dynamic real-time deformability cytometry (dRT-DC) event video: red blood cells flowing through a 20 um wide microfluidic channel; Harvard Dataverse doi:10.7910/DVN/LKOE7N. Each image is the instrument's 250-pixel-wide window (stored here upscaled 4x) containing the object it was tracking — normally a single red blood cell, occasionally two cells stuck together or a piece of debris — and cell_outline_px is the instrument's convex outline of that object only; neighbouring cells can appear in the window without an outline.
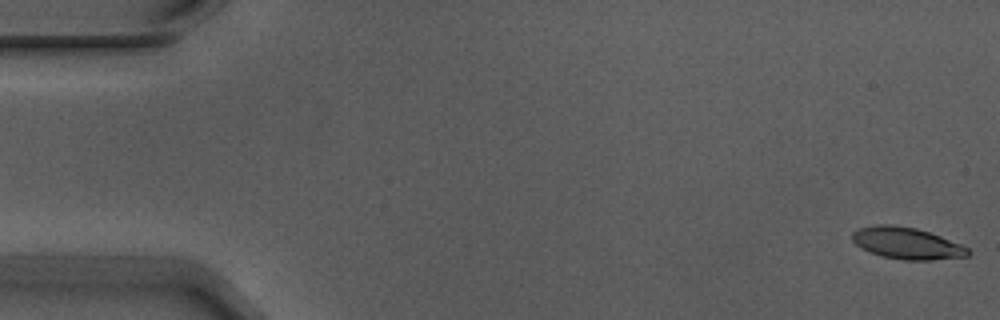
{"species": "Egyptian fruit bat (a non-hibernating species)", "species_latin": "Rousettus aegyptiacus", "temperature_condition": "warm", "stored_images_in_passage": 6, "camera_frame_rate_fps": 3000, "um_per_image_px": 0.085, "animal": {"sex": "male"}, "frame": {"image": 1, "passage_image": 1, "time_ms": 0.0, "image_size_px": [1000, 320], "cell_outline_px": [[972, 252], [968, 256], [932, 260], [904, 260], [880, 256], [868, 252], [860, 248], [852, 240], [852, 232], [860, 228], [880, 224], [888, 224], [916, 228], [940, 236], [960, 244], [968, 248]], "centroid_in_image_um": [77.07, 20.69], "position_along_channel_um": 7.9, "area_um2": 21.39}}
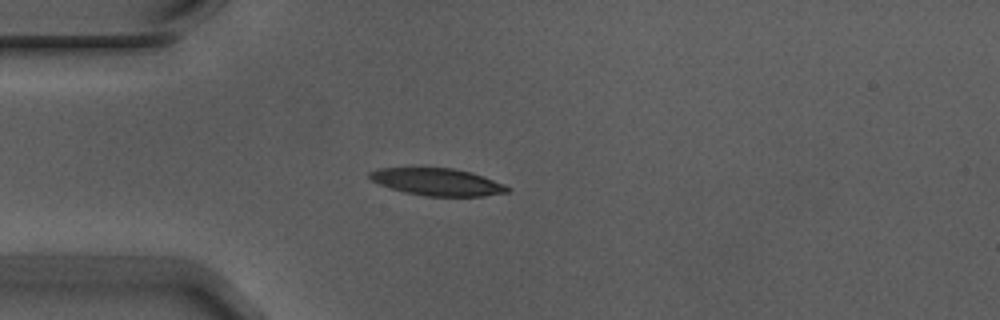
{"frame": {"image": 2, "passage_image": 5, "time_ms": 1.333, "image_size_px": [1000, 320], "cell_outline_px": [[512, 188], [508, 192], [484, 196], [424, 196], [404, 192], [368, 180], [368, 172], [376, 168], [420, 164], [452, 168], [472, 172], [484, 176], [504, 184]], "centroid_in_image_um": [37.08, 15.4], "position_along_channel_um": 47.9, "area_um2": 23.12}}